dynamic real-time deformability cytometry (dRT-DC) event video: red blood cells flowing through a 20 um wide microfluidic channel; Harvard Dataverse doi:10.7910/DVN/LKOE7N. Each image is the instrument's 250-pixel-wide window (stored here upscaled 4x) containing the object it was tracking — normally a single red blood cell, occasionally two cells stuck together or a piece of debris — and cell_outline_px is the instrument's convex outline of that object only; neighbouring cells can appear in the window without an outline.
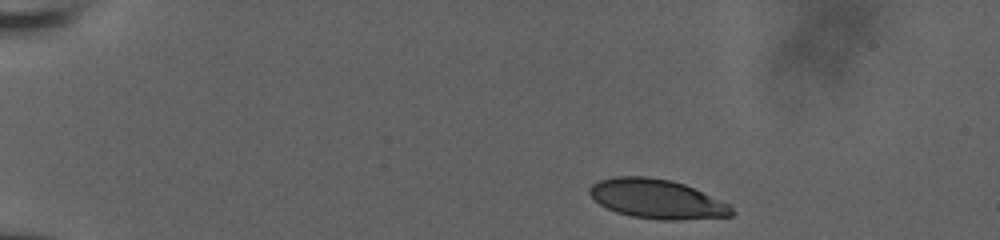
{"species": "human", "species_latin": "Homo sapiens", "temperature_condition": "room temperature", "stored_images_in_passage": 8, "camera_frame_rate_fps": 3000, "um_per_image_px": 0.085, "donor": {"sex": "male"}, "frame": {"image": 1, "passage_image": 1, "time_ms": 0.0, "image_size_px": [1000, 240], "cell_outline_px": [[736, 212], [732, 216], [676, 220], [660, 220], [632, 216], [616, 212], [600, 204], [588, 192], [588, 188], [592, 184], [600, 180], [612, 176], [648, 176], [672, 180], [684, 184], [732, 204]], "centroid_in_image_um": [55.88, 16.91], "position_along_channel_um": 29.1, "area_um2": 32.83}}
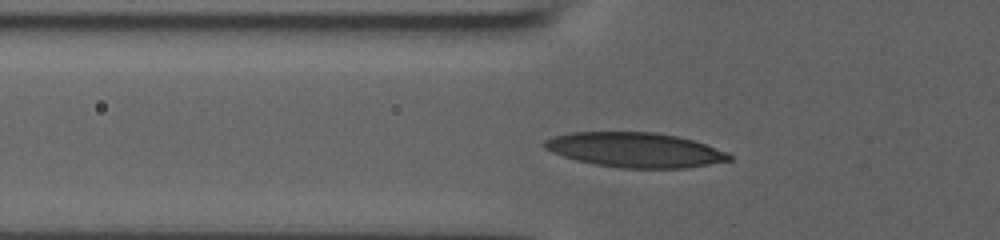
{"frame": {"image": 2, "passage_image": 6, "time_ms": 1.667, "image_size_px": [1000, 240], "cell_outline_px": [[732, 160], [688, 168], [620, 168], [596, 164], [576, 160], [552, 152], [544, 148], [540, 144], [544, 140], [552, 136], [568, 132], [656, 132], [676, 136], [692, 140], [728, 152], [732, 156]], "centroid_in_image_um": [53.95, 12.74], "position_along_channel_um": 71.9, "area_um2": 37.57}}
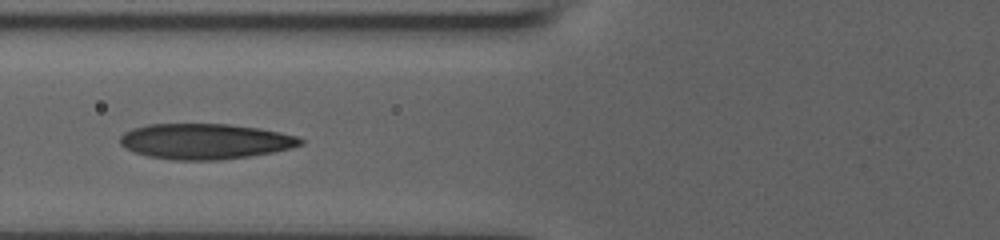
{"frame": {"image": 3, "passage_image": 7, "time_ms": 2.0, "image_size_px": [1000, 240], "cell_outline_px": [[304, 144], [292, 148], [272, 152], [248, 156], [216, 160], [172, 160], [148, 156], [124, 148], [120, 144], [120, 136], [124, 132], [132, 128], [148, 124], [228, 124], [260, 128], [280, 132], [296, 136], [304, 140]], "centroid_in_image_um": [17.43, 12.01], "position_along_channel_um": 108.4, "area_um2": 37.4}}